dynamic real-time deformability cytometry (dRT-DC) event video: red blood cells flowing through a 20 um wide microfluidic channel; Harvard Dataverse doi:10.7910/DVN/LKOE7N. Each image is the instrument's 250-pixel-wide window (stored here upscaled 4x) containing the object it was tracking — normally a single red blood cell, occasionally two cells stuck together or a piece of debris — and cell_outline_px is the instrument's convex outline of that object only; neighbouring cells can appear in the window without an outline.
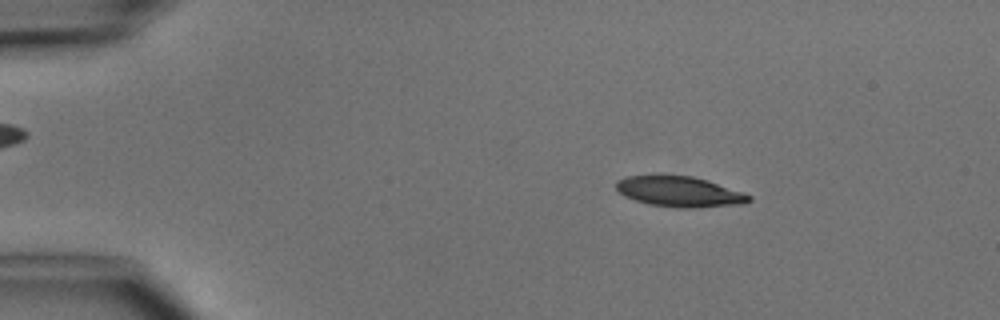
{"species": "common noctule bat (a hibernating species)", "species_latin": "Nyctalus noctula", "temperature_condition": "cold", "stored_images_in_passage": 7, "camera_frame_rate_fps": 3000, "um_per_image_px": 0.085, "animal": {"sex": "male", "body_mass_g": 15.6}, "frame": {"image": 1, "passage_image": 2, "time_ms": 1.333, "image_size_px": [1000, 320], "cell_outline_px": [[752, 200], [744, 204], [696, 208], [680, 208], [648, 204], [624, 196], [616, 188], [616, 180], [624, 176], [656, 172], [660, 172], [692, 176], [708, 180], [744, 192], [752, 196]], "centroid_in_image_um": [57.72, 16.24], "position_along_channel_um": 27.3, "area_um2": 24.68}}
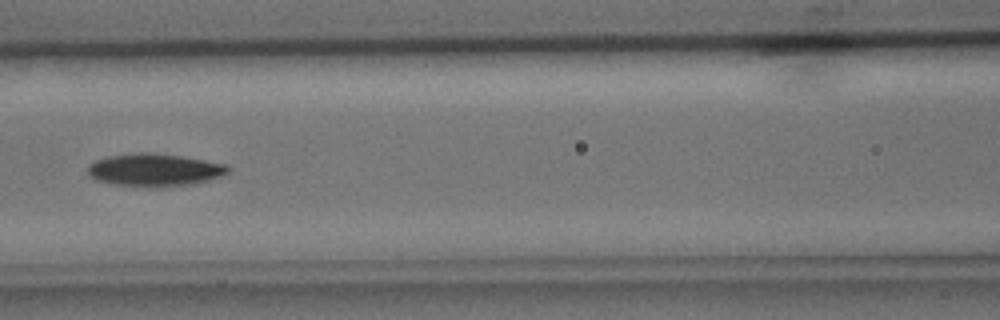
{"frame": {"image": 2, "passage_image": 6, "time_ms": 6.0, "image_size_px": [1000, 320], "cell_outline_px": [[232, 168], [228, 172], [220, 176], [208, 180], [192, 184], [160, 188], [144, 188], [116, 184], [96, 180], [88, 176], [88, 164], [96, 160], [108, 156], [136, 152], [152, 152], [180, 156], [228, 164]], "centroid_in_image_um": [13.13, 14.45], "position_along_channel_um": 153.5, "area_um2": 27.17}}
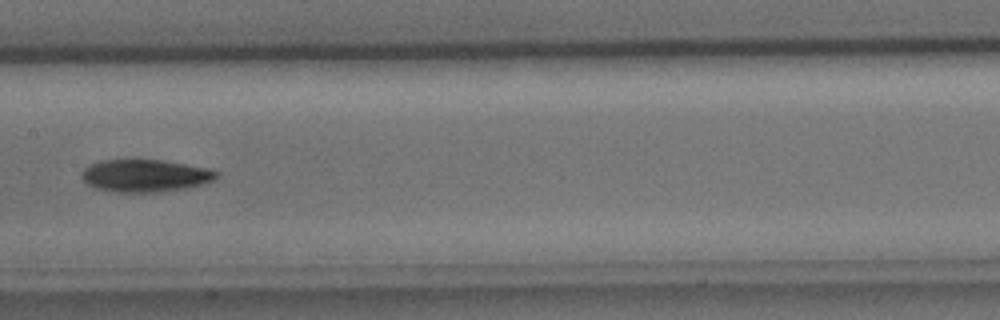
{"frame": {"image": 3, "passage_image": 7, "time_ms": 7.0, "image_size_px": [1000, 320], "cell_outline_px": [[220, 176], [212, 180], [188, 188], [152, 192], [116, 192], [96, 188], [88, 184], [80, 176], [84, 168], [88, 164], [100, 160], [164, 160], [212, 168], [220, 172]], "centroid_in_image_um": [12.36, 14.92], "position_along_channel_um": 195.0, "area_um2": 25.66}}